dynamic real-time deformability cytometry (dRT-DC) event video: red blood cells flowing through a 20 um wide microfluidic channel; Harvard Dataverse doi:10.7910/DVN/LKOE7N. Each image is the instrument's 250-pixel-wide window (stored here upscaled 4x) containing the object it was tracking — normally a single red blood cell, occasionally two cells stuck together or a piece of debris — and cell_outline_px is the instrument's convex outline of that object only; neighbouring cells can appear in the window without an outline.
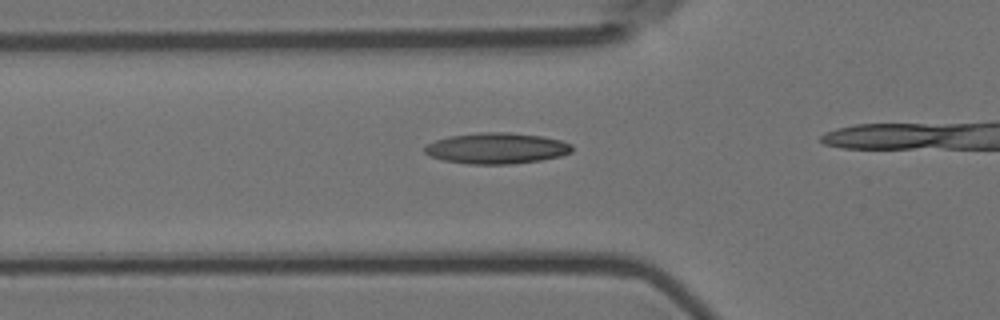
{"species": "Egyptian fruit bat (a non-hibernating species)", "species_latin": "Rousettus aegyptiacus", "temperature_condition": "room temperature", "stored_images_in_passage": 18, "camera_frame_rate_fps": 3000, "um_per_image_px": 0.085, "animal": {"sex": "female"}, "frame": {"image": 1, "passage_image": 13, "time_ms": 4.0, "image_size_px": [1000, 320], "cell_outline_px": [[572, 152], [560, 156], [540, 160], [512, 164], [468, 164], [444, 160], [432, 156], [424, 152], [424, 144], [448, 136], [480, 132], [508, 132], [540, 136], [560, 140], [572, 144]], "centroid_in_image_um": [42.19, 12.6], "position_along_channel_um": 83.6, "area_um2": 26.59}}
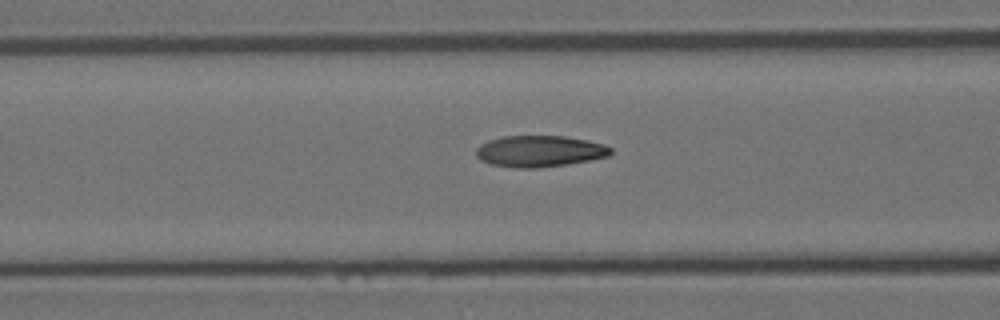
{"frame": {"image": 2, "passage_image": 16, "time_ms": 5.0, "image_size_px": [1000, 320], "cell_outline_px": [[612, 152], [608, 156], [568, 164], [536, 168], [512, 168], [492, 164], [480, 160], [476, 156], [476, 148], [480, 144], [488, 140], [504, 136], [564, 136], [588, 140], [604, 144], [612, 148]], "centroid_in_image_um": [45.85, 12.85], "position_along_channel_um": 120.8, "area_um2": 24.68}}